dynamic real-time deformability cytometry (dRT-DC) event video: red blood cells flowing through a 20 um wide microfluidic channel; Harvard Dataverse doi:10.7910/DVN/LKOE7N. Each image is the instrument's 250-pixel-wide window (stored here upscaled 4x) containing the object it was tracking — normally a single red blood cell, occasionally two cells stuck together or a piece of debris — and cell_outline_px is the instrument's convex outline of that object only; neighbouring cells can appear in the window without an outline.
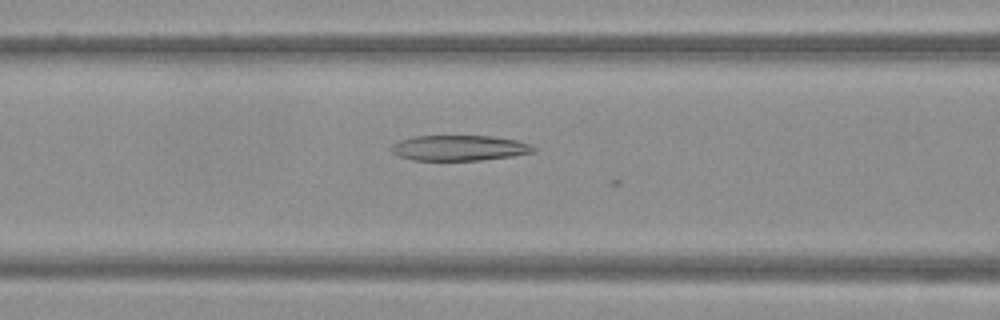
{"species": "Egyptian fruit bat (a non-hibernating species)", "species_latin": "Rousettus aegyptiacus", "temperature_condition": "warm", "stored_images_in_passage": 12, "camera_frame_rate_fps": 3000, "um_per_image_px": 0.085, "frame": {"image": 1, "passage_image": 7, "time_ms": 2.0, "image_size_px": [1000, 320], "cell_outline_px": [[536, 152], [512, 156], [480, 160], [412, 160], [400, 156], [392, 152], [388, 148], [392, 144], [400, 140], [416, 136], [492, 136], [516, 140], [532, 144], [536, 148]], "centroid_in_image_um": [39.05, 12.57], "position_along_channel_um": 127.5, "area_um2": 21.15}}
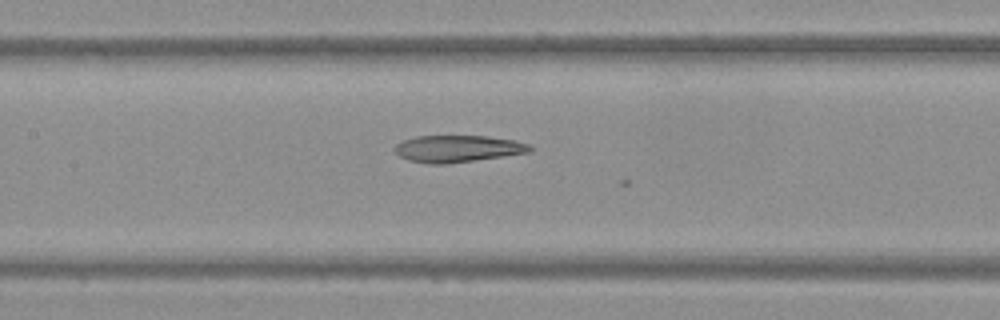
{"frame": {"image": 2, "passage_image": 10, "time_ms": 3.0, "image_size_px": [1000, 320], "cell_outline_px": [[532, 152], [504, 156], [444, 164], [428, 164], [408, 160], [400, 156], [392, 148], [396, 144], [404, 140], [416, 136], [488, 136], [516, 140], [528, 144], [532, 148]], "centroid_in_image_um": [38.9, 12.64], "position_along_channel_um": 168.5, "area_um2": 21.21}}